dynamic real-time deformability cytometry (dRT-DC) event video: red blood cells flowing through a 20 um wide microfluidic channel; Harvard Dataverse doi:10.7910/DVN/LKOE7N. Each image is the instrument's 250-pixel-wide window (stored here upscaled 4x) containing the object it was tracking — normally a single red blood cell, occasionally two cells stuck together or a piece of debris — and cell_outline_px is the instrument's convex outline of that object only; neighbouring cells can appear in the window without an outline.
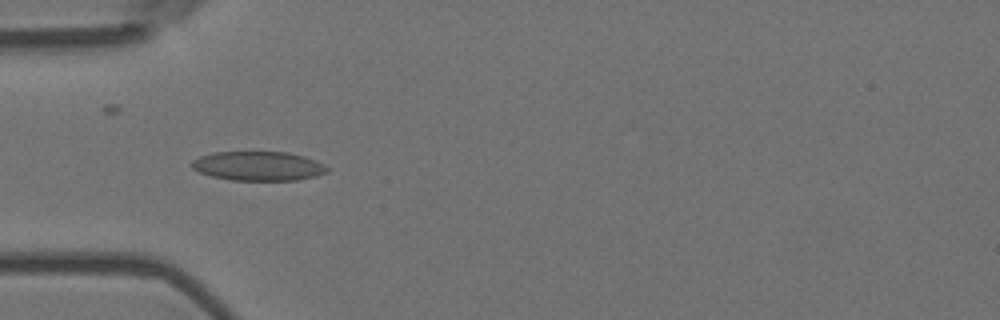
{"species": "Egyptian fruit bat (a non-hibernating species)", "species_latin": "Rousettus aegyptiacus", "temperature_condition": "room temperature", "stored_images_in_passage": 48, "camera_frame_rate_fps": 3000, "um_per_image_px": 0.085, "animal": {"sex": "female"}, "frame": {"image": 1, "passage_image": 16, "time_ms": 5.0, "image_size_px": [1000, 320], "cell_outline_px": [[328, 172], [316, 176], [296, 180], [232, 180], [212, 176], [200, 172], [192, 168], [188, 164], [192, 160], [200, 156], [212, 152], [288, 152], [304, 156], [316, 160], [324, 164], [328, 168]], "centroid_in_image_um": [21.95, 14.1], "position_along_channel_um": 63.1, "area_um2": 23.18}}
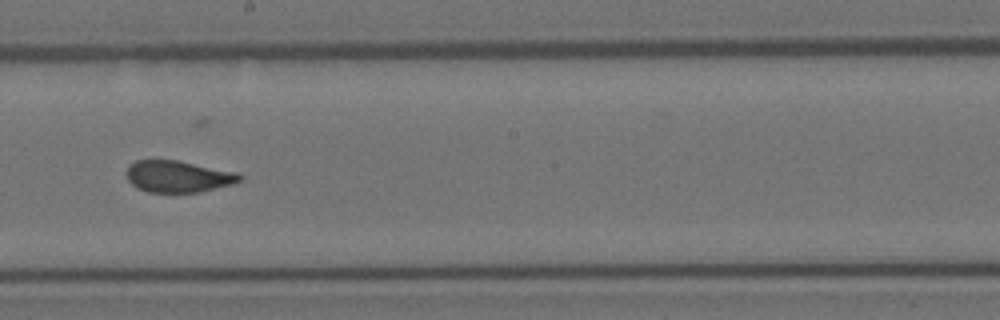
{"frame": {"image": 2, "passage_image": 30, "time_ms": 9.667, "image_size_px": [1000, 320], "cell_outline_px": [[244, 176], [240, 180], [232, 184], [200, 192], [148, 192], [136, 188], [128, 180], [128, 164], [136, 160], [176, 160], [236, 172]], "centroid_in_image_um": [15.13, 15.0], "position_along_channel_um": 233.1, "area_um2": 20.75}}
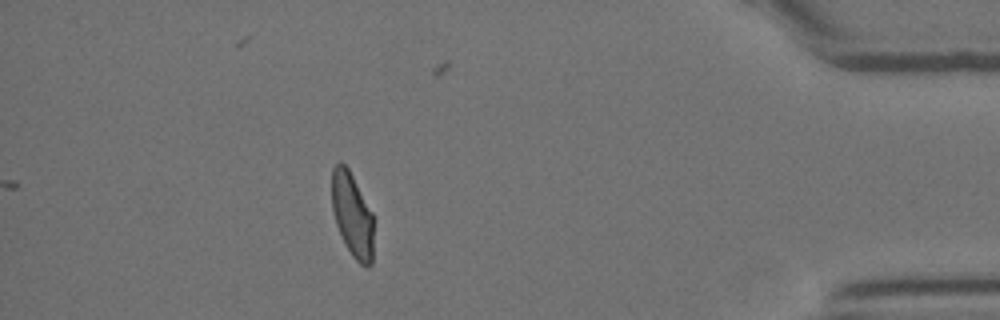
{"frame": {"image": 3, "passage_image": 48, "time_ms": 15.667, "image_size_px": [1000, 320], "cell_outline_px": [[372, 264], [368, 268], [360, 264], [352, 256], [336, 224], [332, 208], [332, 168], [340, 160], [348, 168], [372, 212]], "centroid_in_image_um": [29.93, 18.25], "position_along_channel_um": 405.3, "area_um2": 20.17}, "authors_computed_cell_mechanics": {"area_um2": 21.9929, "velocity_mm_per_s": 3.6692, "shape_relaxation_time_tau1_ms": null, "shape_relaxation_time_tau2_ms": 0.7085, "deformation_change_tau1": null, "deformation_change_tau2": 0.0726}}